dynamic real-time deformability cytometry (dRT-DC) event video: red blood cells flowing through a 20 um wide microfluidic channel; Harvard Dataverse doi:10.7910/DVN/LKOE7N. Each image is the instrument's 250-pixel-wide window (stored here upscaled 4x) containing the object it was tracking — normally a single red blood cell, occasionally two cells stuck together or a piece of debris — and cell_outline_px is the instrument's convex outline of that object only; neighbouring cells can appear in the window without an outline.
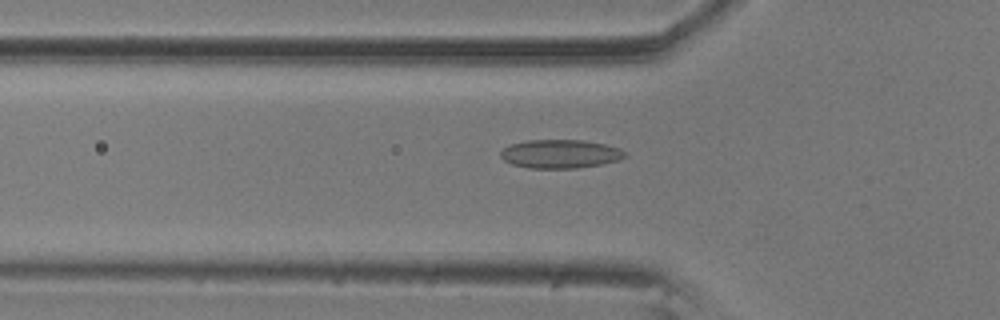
{"species": "common noctule bat (a hibernating species)", "species_latin": "Nyctalus noctula", "temperature_condition": "room temperature", "stored_images_in_passage": 53, "camera_frame_rate_fps": 3000, "um_per_image_px": 0.085, "animal": {"sex": "male", "body_mass_g": 20.5, "forearm_length_mm": 52.5}, "frame": {"image": 1, "passage_image": 15, "time_ms": 4.667, "image_size_px": [1000, 320], "cell_outline_px": [[628, 156], [620, 160], [600, 164], [576, 168], [532, 168], [512, 164], [504, 160], [500, 156], [500, 152], [504, 148], [512, 144], [528, 140], [584, 140], [604, 144], [620, 148], [628, 152]], "centroid_in_image_um": [47.67, 13.08], "position_along_channel_um": 78.1, "area_um2": 20.75}}
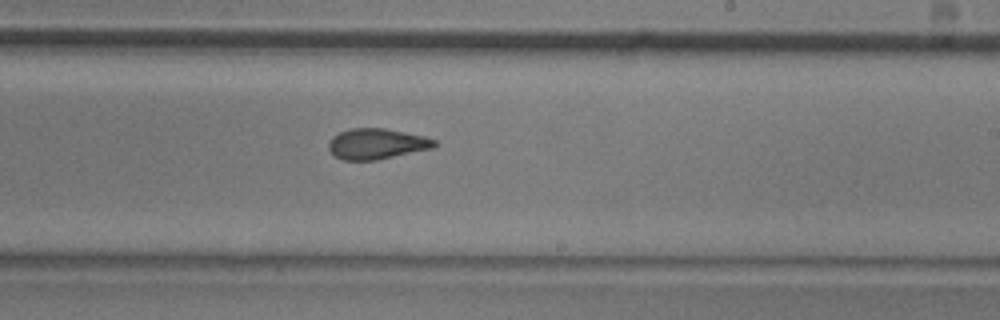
{"frame": {"image": 2, "passage_image": 30, "time_ms": 9.667, "image_size_px": [1000, 320], "cell_outline_px": [[436, 144], [432, 148], [376, 160], [344, 160], [336, 156], [328, 148], [328, 144], [332, 136], [340, 132], [352, 128], [384, 128], [424, 136], [436, 140]], "centroid_in_image_um": [32.0, 12.22], "position_along_channel_um": 257.0, "area_um2": 18.67}}
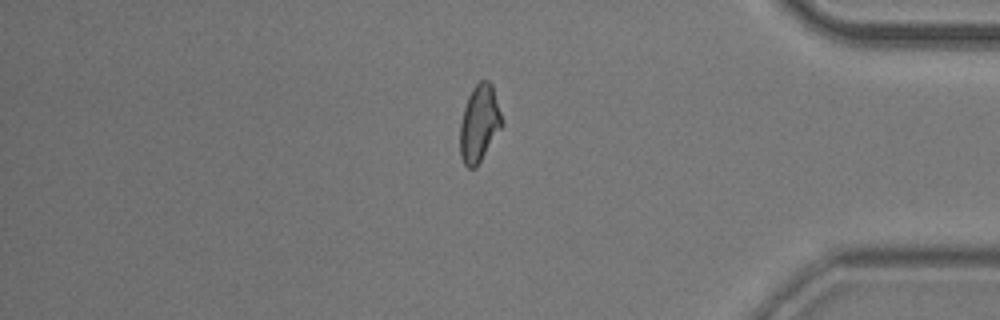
{"frame": {"image": 3, "passage_image": 44, "time_ms": 14.333, "image_size_px": [1000, 320], "cell_outline_px": [[504, 124], [476, 168], [468, 168], [464, 164], [460, 156], [460, 124], [464, 108], [468, 96], [472, 88], [480, 80], [488, 80], [492, 84], [504, 120]], "centroid_in_image_um": [40.76, 10.49], "position_along_channel_um": 394.4, "area_um2": 19.02}, "authors_computed_cell_mechanics": {"area_um2": 19.074, "velocity_mm_per_s": 3.5548, "shape_relaxation_time_tau1_ms": 9.6844, "shape_relaxation_time_tau2_ms": 2.1201, "deformation_change_tau1": 0.1752, "deformation_change_tau2": 0.0811}}